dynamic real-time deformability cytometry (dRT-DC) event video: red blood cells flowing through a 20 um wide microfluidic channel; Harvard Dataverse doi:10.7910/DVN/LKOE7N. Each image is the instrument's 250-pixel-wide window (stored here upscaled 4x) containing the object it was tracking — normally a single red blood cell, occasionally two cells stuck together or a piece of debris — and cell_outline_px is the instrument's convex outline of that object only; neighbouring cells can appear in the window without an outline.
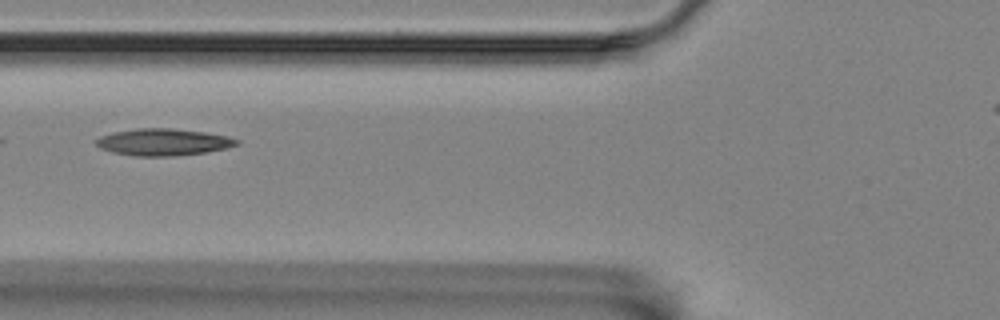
{"species": "Egyptian fruit bat (a non-hibernating species)", "species_latin": "Rousettus aegyptiacus", "temperature_condition": "room temperature", "stored_images_in_passage": 4, "camera_frame_rate_fps": 3000, "um_per_image_px": 0.085, "animal": {"sex": "female"}, "frame": {"image": 1, "passage_image": 3, "time_ms": 0.667, "image_size_px": [1000, 320], "cell_outline_px": [[240, 144], [224, 148], [204, 152], [172, 156], [136, 156], [112, 152], [100, 148], [96, 144], [96, 140], [100, 136], [112, 132], [136, 128], [172, 128], [204, 132], [228, 136], [240, 140]], "centroid_in_image_um": [13.86, 12.07], "position_along_channel_um": 111.9, "area_um2": 21.96}}
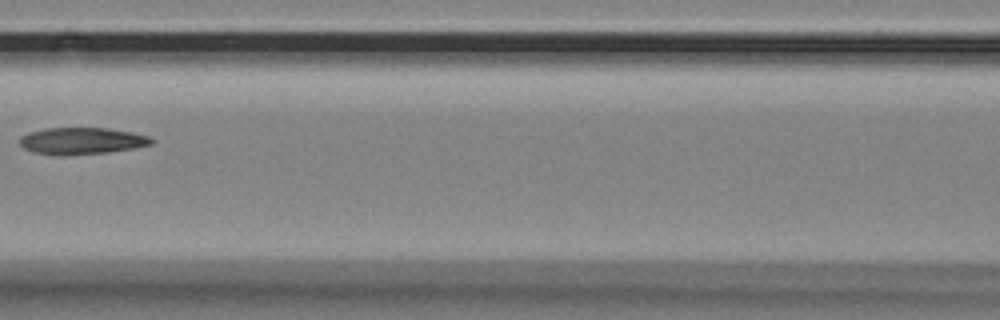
{"frame": {"image": 2, "passage_image": 4, "time_ms": 1.0, "image_size_px": [1000, 320], "cell_outline_px": [[156, 140], [152, 144], [132, 148], [108, 152], [64, 156], [60, 156], [32, 152], [24, 148], [20, 144], [20, 136], [28, 132], [44, 128], [108, 128], [132, 132], [148, 136]], "centroid_in_image_um": [6.92, 11.98], "position_along_channel_um": 159.7, "area_um2": 20.75}}